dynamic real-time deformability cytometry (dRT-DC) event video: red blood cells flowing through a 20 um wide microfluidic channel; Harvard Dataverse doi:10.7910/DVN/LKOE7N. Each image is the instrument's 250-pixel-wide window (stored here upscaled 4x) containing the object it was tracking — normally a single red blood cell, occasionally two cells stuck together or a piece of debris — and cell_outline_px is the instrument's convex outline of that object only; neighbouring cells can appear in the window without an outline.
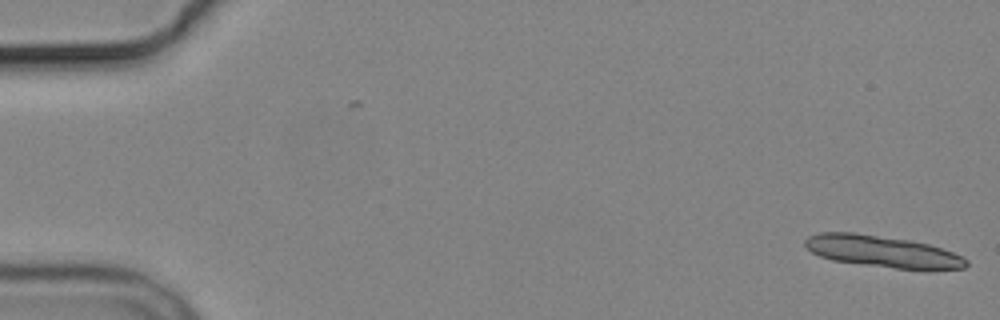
{"species": "common noctule bat (a hibernating species)", "species_latin": "Nyctalus noctula", "temperature_condition": "cold", "stored_images_in_passage": 2, "camera_frame_rate_fps": 3000, "um_per_image_px": 0.085, "animal": {"sex": "male", "body_mass_g": 19.2, "forearm_length_mm": 51.8}, "frame": {"image": 1, "passage_image": 2, "time_ms": 2.333, "image_size_px": [1000, 320], "cell_outline_px": [[968, 264], [964, 268], [896, 268], [832, 260], [820, 256], [812, 252], [804, 244], [804, 240], [808, 236], [820, 232], [856, 232], [908, 240], [928, 244], [952, 252], [968, 260]], "centroid_in_image_um": [74.93, 21.34], "position_along_channel_um": 10.1, "area_um2": 29.07}}